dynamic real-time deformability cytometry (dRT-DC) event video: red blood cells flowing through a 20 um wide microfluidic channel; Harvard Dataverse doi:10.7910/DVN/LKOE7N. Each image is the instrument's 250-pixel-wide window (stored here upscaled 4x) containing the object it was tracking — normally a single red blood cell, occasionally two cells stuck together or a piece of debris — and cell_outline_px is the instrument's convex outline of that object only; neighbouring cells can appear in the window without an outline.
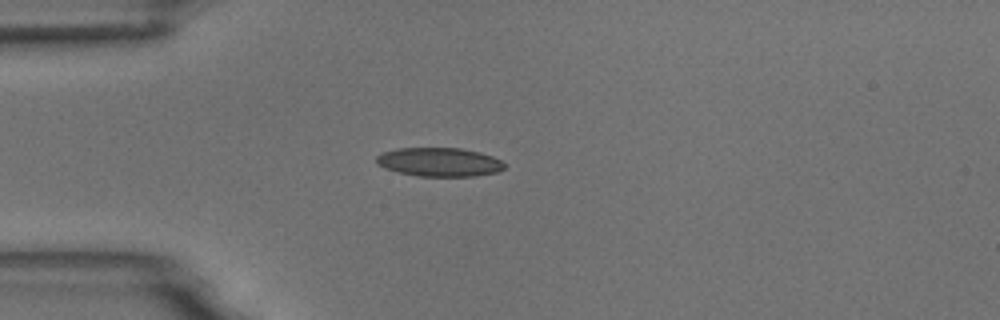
{"species": "common noctule bat (a hibernating species)", "species_latin": "Nyctalus noctula", "temperature_condition": "room temperature", "stored_images_in_passage": 6, "camera_frame_rate_fps": 3000, "um_per_image_px": 0.085, "animal": {"sex": "male", "body_mass_g": 18.8}, "frame": {"image": 1, "passage_image": 5, "time_ms": 4.667, "image_size_px": [1000, 320], "cell_outline_px": [[504, 168], [496, 172], [476, 176], [420, 176], [400, 172], [384, 168], [376, 164], [376, 156], [380, 152], [396, 148], [460, 148], [480, 152], [492, 156], [500, 160], [504, 164]], "centroid_in_image_um": [37.3, 13.76], "position_along_channel_um": 47.7, "area_um2": 21.5}}